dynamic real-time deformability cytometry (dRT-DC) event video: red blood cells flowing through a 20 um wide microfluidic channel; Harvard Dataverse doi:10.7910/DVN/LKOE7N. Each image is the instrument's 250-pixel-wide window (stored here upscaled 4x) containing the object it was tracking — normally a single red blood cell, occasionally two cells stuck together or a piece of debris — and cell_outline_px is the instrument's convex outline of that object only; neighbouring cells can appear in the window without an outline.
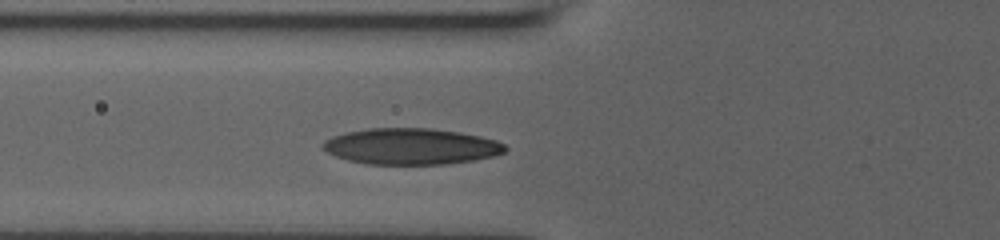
{"species": "human", "species_latin": "Homo sapiens", "temperature_condition": "room temperature", "stored_images_in_passage": 3, "camera_frame_rate_fps": 3000, "um_per_image_px": 0.085, "donor": {"sex": "male"}, "frame": {"image": 1, "passage_image": 3, "time_ms": 2.0, "image_size_px": [1000, 240], "cell_outline_px": [[508, 148], [504, 152], [492, 156], [472, 160], [448, 164], [368, 164], [348, 160], [336, 156], [320, 148], [320, 144], [324, 140], [332, 136], [348, 132], [368, 128], [428, 128], [460, 132], [480, 136], [496, 140], [504, 144]], "centroid_in_image_um": [34.91, 12.44], "position_along_channel_um": 90.9, "area_um2": 38.44}}